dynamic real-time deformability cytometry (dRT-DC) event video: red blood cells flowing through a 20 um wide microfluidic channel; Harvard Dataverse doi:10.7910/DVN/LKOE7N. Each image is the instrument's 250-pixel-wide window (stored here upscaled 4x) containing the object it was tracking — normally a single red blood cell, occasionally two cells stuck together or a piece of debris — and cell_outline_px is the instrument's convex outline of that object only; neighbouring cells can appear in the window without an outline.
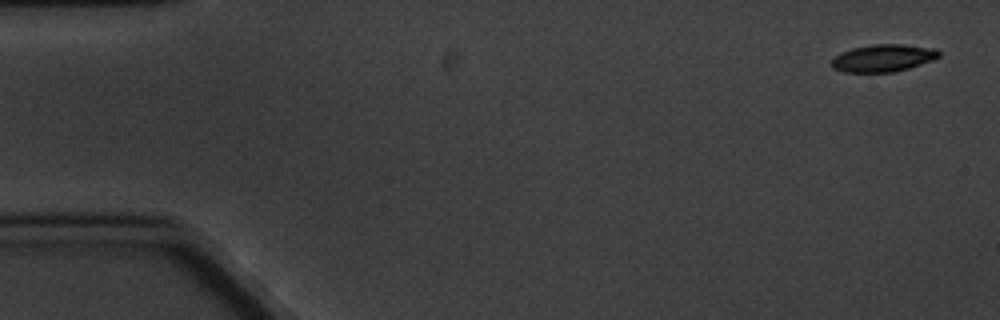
{"species": "common noctule bat (a hibernating species)", "species_latin": "Nyctalus noctula", "temperature_condition": "cold", "stored_images_in_passage": 4, "camera_frame_rate_fps": 3000, "um_per_image_px": 0.085, "animal": {"sex": "male", "body_mass_g": 20.1, "forearm_length_mm": 53.5}, "frame": {"image": 1, "passage_image": 1, "time_ms": 0.0, "image_size_px": [1000, 320], "cell_outline_px": [[940, 56], [932, 60], [908, 68], [892, 72], [844, 72], [832, 68], [832, 60], [840, 52], [852, 48], [872, 44], [904, 44], [936, 48], [940, 52]], "centroid_in_image_um": [75.07, 4.92], "position_along_channel_um": 9.9, "area_um2": 17.11}}